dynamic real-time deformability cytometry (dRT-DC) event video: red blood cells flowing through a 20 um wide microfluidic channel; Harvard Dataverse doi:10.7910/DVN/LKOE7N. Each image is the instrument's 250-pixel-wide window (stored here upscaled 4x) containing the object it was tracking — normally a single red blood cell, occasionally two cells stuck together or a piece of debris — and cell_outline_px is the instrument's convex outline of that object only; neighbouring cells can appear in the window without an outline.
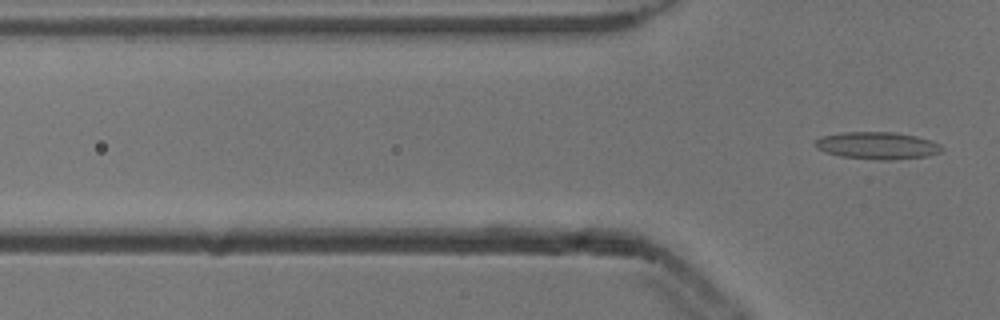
{"species": "common noctule bat (a hibernating species)", "species_latin": "Nyctalus noctula", "temperature_condition": "cold", "stored_images_in_passage": 3, "camera_frame_rate_fps": 3000, "um_per_image_px": 0.085, "animal": {"sex": "male", "body_mass_g": 13.3}, "frame": {"image": 1, "passage_image": 3, "time_ms": 0.667, "image_size_px": [1000, 320], "cell_outline_px": [[944, 148], [940, 152], [928, 156], [892, 160], [876, 160], [840, 156], [824, 152], [816, 148], [812, 144], [820, 136], [844, 132], [896, 132], [916, 136], [932, 140], [940, 144]], "centroid_in_image_um": [74.56, 12.37], "position_along_channel_um": 51.2, "area_um2": 20.4}}